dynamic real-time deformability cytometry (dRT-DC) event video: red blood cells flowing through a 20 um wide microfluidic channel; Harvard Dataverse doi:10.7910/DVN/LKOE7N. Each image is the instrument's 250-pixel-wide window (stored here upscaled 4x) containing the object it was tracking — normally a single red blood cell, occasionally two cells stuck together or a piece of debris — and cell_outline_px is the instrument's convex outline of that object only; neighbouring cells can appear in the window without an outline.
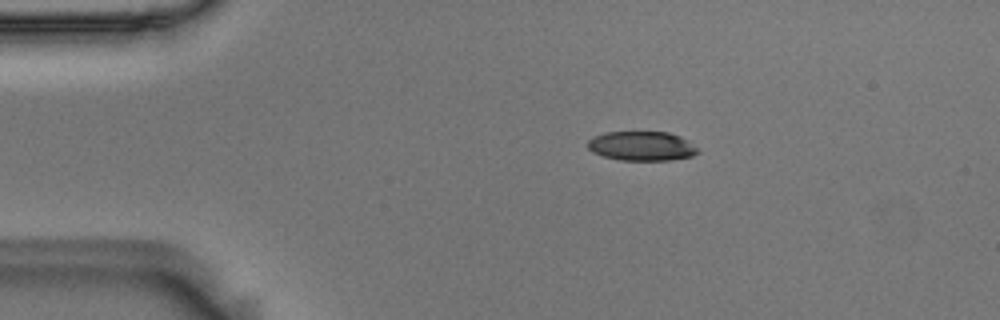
{"species": "Egyptian fruit bat (a non-hibernating species)", "species_latin": "Rousettus aegyptiacus", "temperature_condition": "room temperature", "stored_images_in_passage": 46, "camera_frame_rate_fps": 3000, "um_per_image_px": 0.085, "animal": {"sex": "male"}, "frame": {"image": 1, "passage_image": 1, "time_ms": 0.0, "image_size_px": [1000, 320], "cell_outline_px": [[700, 152], [692, 156], [672, 160], [620, 160], [604, 156], [592, 152], [588, 148], [588, 140], [592, 136], [604, 132], [668, 132], [680, 136], [688, 140]], "centroid_in_image_um": [54.53, 12.41], "position_along_channel_um": 30.5, "area_um2": 18.9}}
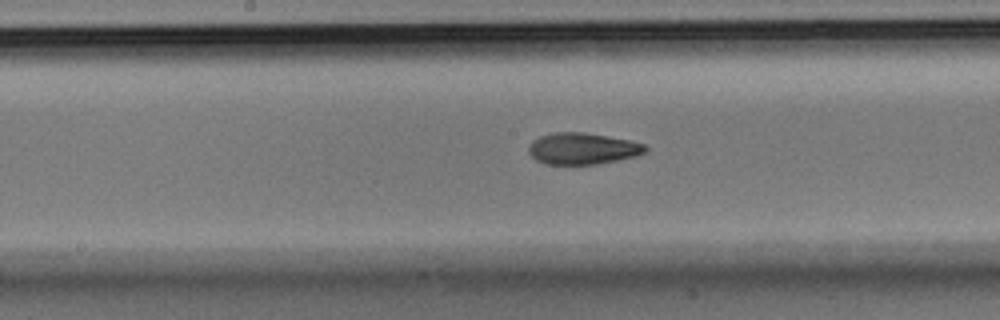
{"frame": {"image": 2, "passage_image": 19, "time_ms": 6.0, "image_size_px": [1000, 320], "cell_outline_px": [[648, 148], [644, 152], [636, 156], [596, 164], [544, 164], [536, 160], [528, 152], [528, 144], [532, 140], [540, 136], [556, 132], [584, 132], [628, 140], [644, 144]], "centroid_in_image_um": [49.47, 12.63], "position_along_channel_um": 198.7, "area_um2": 21.33}}
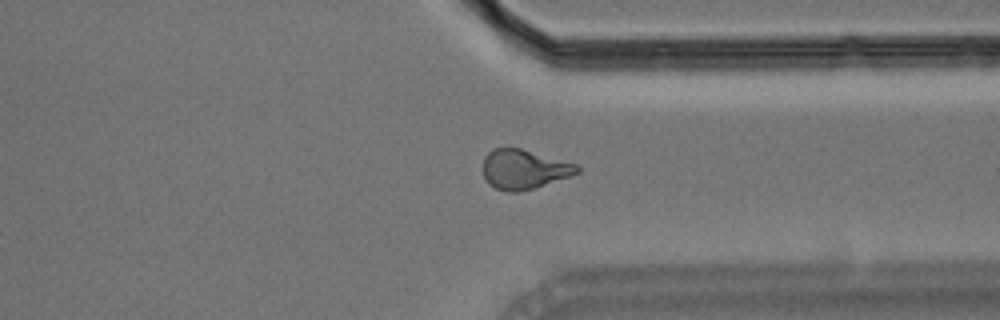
{"frame": {"image": 3, "passage_image": 33, "time_ms": 10.667, "image_size_px": [1000, 320], "cell_outline_px": [[580, 172], [520, 192], [508, 192], [496, 188], [488, 184], [484, 176], [484, 156], [492, 148], [520, 148], [576, 164], [580, 168]], "centroid_in_image_um": [44.5, 14.38], "position_along_channel_um": 366.9, "area_um2": 21.33}, "authors_computed_cell_mechanics": {"area_um2": 21.386, "velocity_mm_per_s": 3.6193, "shape_relaxation_time_tau1_ms": 4.8193, "shape_relaxation_time_tau2_ms": 2.2327, "deformation_change_tau1": 0.154, "deformation_change_tau2": 0.0866}}